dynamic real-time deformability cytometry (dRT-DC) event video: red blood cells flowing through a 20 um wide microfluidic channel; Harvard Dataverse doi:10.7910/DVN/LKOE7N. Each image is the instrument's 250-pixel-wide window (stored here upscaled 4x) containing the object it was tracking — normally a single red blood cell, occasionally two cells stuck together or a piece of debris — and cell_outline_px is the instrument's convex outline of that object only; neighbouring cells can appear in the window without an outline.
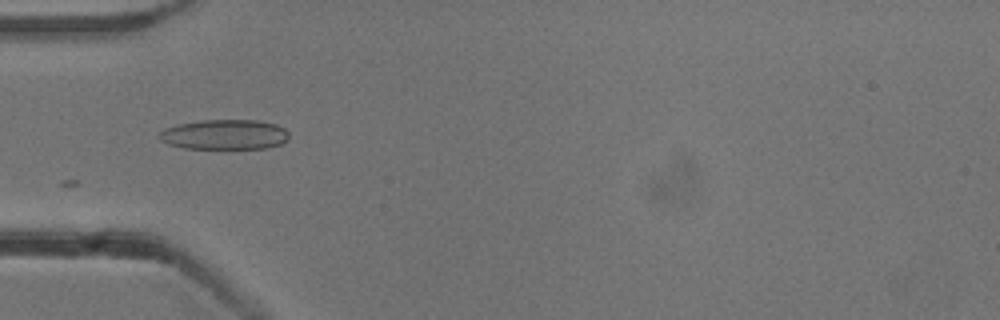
{"species": "common noctule bat (a hibernating species)", "species_latin": "Nyctalus noctula", "temperature_condition": "cold", "stored_images_in_passage": 20, "camera_frame_rate_fps": 3000, "um_per_image_px": 0.085, "animal": {"sex": "male", "body_mass_g": 13.3}, "frame": {"image": 1, "passage_image": 1, "time_ms": 0.0, "image_size_px": [1000, 320], "cell_outline_px": [[288, 140], [280, 144], [268, 148], [184, 148], [168, 144], [160, 140], [156, 136], [164, 128], [180, 124], [204, 120], [256, 120], [276, 124], [284, 128], [288, 132]], "centroid_in_image_um": [19.08, 11.44], "position_along_channel_um": 65.9, "area_um2": 22.66}}
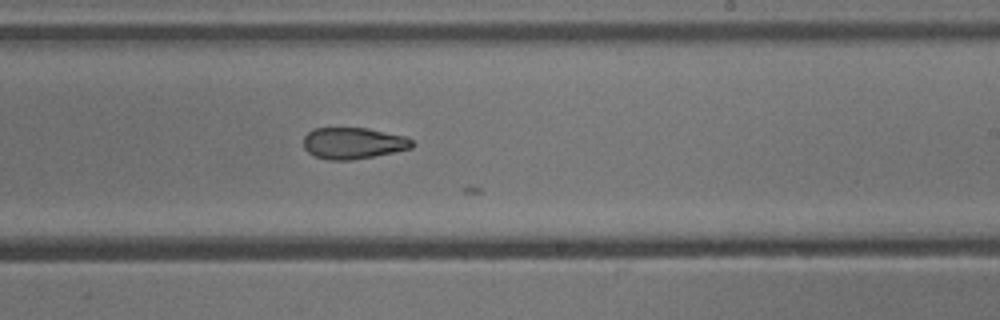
{"frame": {"image": 2, "passage_image": 16, "time_ms": 5.0, "image_size_px": [1000, 320], "cell_outline_px": [[416, 144], [412, 148], [352, 160], [328, 160], [316, 156], [308, 152], [304, 148], [304, 136], [308, 132], [316, 128], [368, 128], [404, 136], [412, 140]], "centroid_in_image_um": [30.03, 12.17], "position_along_channel_um": 259.0, "area_um2": 19.77}}
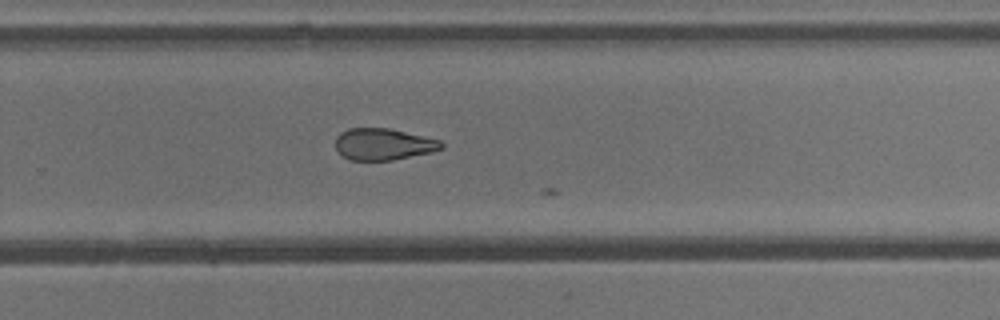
{"frame": {"image": 3, "passage_image": 19, "time_ms": 6.0, "image_size_px": [1000, 320], "cell_outline_px": [[444, 148], [432, 152], [392, 160], [352, 160], [336, 152], [336, 136], [340, 132], [348, 128], [388, 128], [440, 140], [444, 144]], "centroid_in_image_um": [32.57, 12.26], "position_along_channel_um": 297.2, "area_um2": 19.54}}